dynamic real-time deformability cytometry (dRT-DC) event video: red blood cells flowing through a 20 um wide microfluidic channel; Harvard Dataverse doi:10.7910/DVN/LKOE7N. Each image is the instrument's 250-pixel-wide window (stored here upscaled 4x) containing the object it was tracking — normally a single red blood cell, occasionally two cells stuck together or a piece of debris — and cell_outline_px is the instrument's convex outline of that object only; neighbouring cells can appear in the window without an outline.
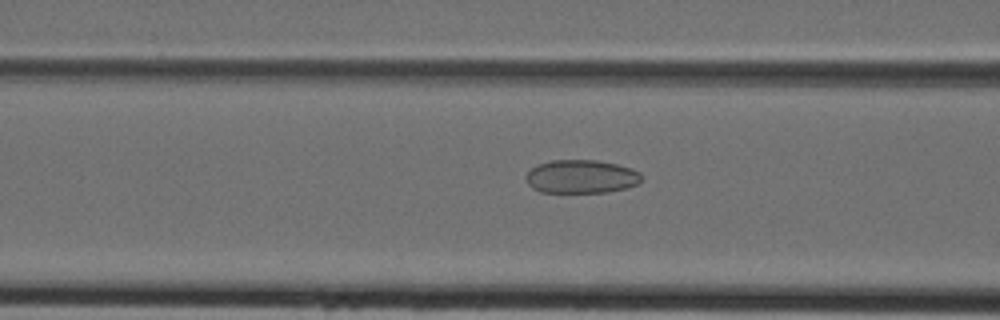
{"species": "Egyptian fruit bat (a non-hibernating species)", "species_latin": "Rousettus aegyptiacus", "temperature_condition": "cold", "stored_images_in_passage": 35, "camera_frame_rate_fps": 3000, "um_per_image_px": 0.085, "animal": {"sex": "female"}, "frame": {"image": 1, "passage_image": 8, "time_ms": 2.333, "image_size_px": [1000, 320], "cell_outline_px": [[644, 176], [636, 184], [624, 188], [608, 192], [540, 192], [532, 188], [528, 184], [524, 176], [532, 168], [540, 164], [552, 160], [596, 160], [616, 164], [632, 168], [640, 172]], "centroid_in_image_um": [49.4, 15.01], "position_along_channel_um": 117.2, "area_um2": 22.48}}
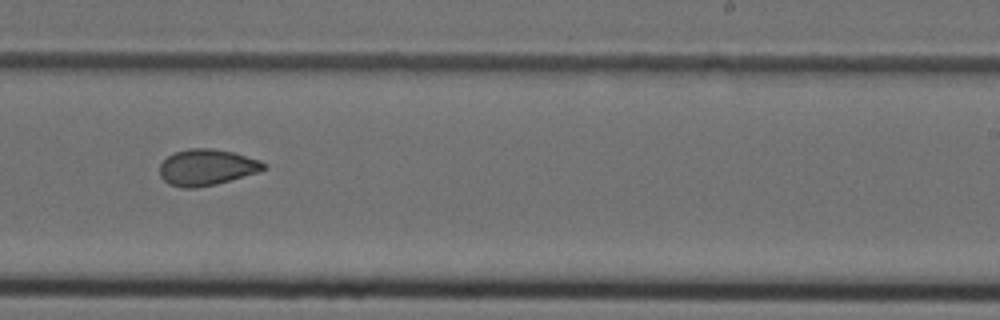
{"frame": {"image": 2, "passage_image": 18, "time_ms": 5.667, "image_size_px": [1000, 320], "cell_outline_px": [[264, 168], [260, 172], [216, 184], [196, 188], [184, 188], [168, 184], [160, 176], [160, 164], [168, 156], [176, 152], [188, 148], [212, 148], [232, 152], [260, 160], [264, 164]], "centroid_in_image_um": [17.55, 14.23], "position_along_channel_um": 271.4, "area_um2": 21.85}}
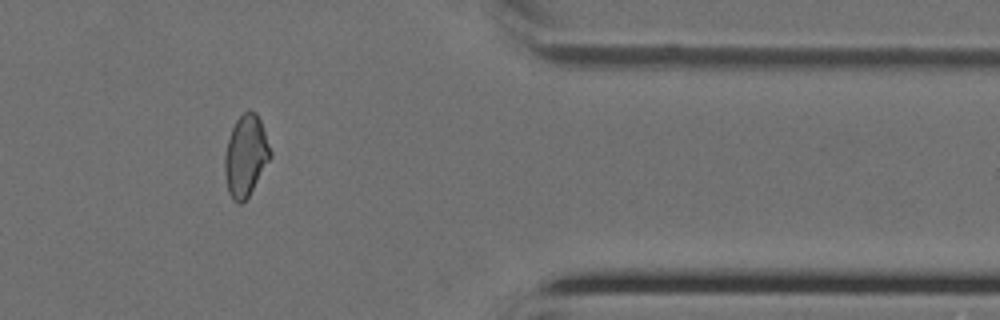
{"frame": {"image": 3, "passage_image": 27, "time_ms": 8.667, "image_size_px": [1000, 320], "cell_outline_px": [[272, 156], [248, 196], [240, 204], [232, 200], [228, 192], [224, 172], [224, 156], [228, 140], [232, 128], [236, 120], [248, 108], [256, 112], [260, 120], [272, 152]], "centroid_in_image_um": [20.88, 13.23], "position_along_channel_um": 390.5, "area_um2": 21.56}}